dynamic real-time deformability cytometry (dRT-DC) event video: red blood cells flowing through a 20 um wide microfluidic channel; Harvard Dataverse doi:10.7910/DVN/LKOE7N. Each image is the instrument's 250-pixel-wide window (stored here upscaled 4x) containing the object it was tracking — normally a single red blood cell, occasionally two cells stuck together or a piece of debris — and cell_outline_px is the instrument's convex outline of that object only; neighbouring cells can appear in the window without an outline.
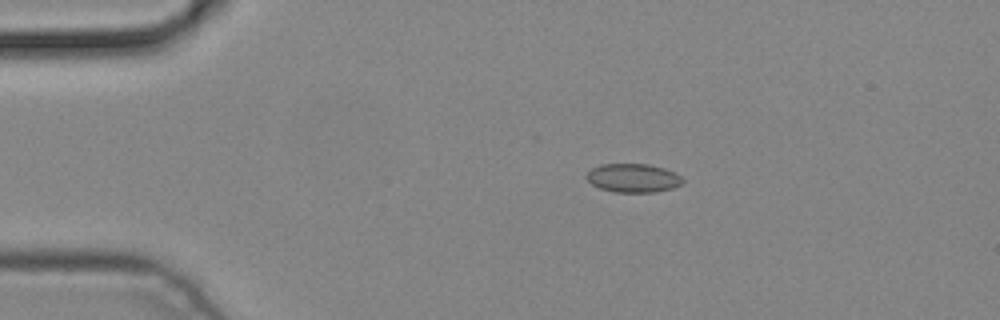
{"species": "common noctule bat (a hibernating species)", "species_latin": "Nyctalus noctula", "temperature_condition": "cold", "stored_images_in_passage": 2, "camera_frame_rate_fps": 3000, "um_per_image_px": 0.085, "animal": {"sex": "male", "body_mass_g": 19.2, "forearm_length_mm": 51.8}, "frame": {"image": 1, "passage_image": 1, "time_ms": 0.0, "image_size_px": [1000, 320], "cell_outline_px": [[684, 184], [672, 188], [656, 192], [616, 192], [600, 188], [592, 184], [584, 176], [592, 168], [600, 164], [648, 164], [664, 168], [676, 172], [684, 180]], "centroid_in_image_um": [53.84, 15.13], "position_along_channel_um": 31.2, "area_um2": 16.18}}